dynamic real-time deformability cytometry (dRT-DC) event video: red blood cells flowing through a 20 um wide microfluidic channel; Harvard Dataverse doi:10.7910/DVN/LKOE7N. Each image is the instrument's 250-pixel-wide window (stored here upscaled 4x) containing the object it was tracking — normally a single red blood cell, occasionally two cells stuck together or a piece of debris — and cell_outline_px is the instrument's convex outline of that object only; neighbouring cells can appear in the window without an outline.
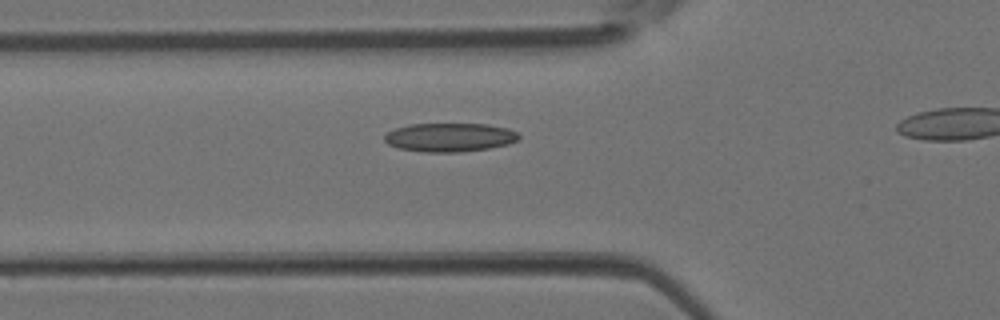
{"species": "Egyptian fruit bat (a non-hibernating species)", "species_latin": "Rousettus aegyptiacus", "temperature_condition": "room temperature", "stored_images_in_passage": 14, "camera_frame_rate_fps": 3000, "um_per_image_px": 0.085, "animal": {"sex": "female"}, "frame": {"image": 1, "passage_image": 7, "time_ms": 2.0, "image_size_px": [1000, 320], "cell_outline_px": [[520, 136], [516, 140], [508, 144], [488, 148], [460, 152], [424, 152], [400, 148], [388, 144], [384, 140], [384, 136], [388, 132], [396, 128], [408, 124], [488, 124], [508, 128], [516, 132]], "centroid_in_image_um": [38.22, 11.67], "position_along_channel_um": 87.6, "area_um2": 22.37}}
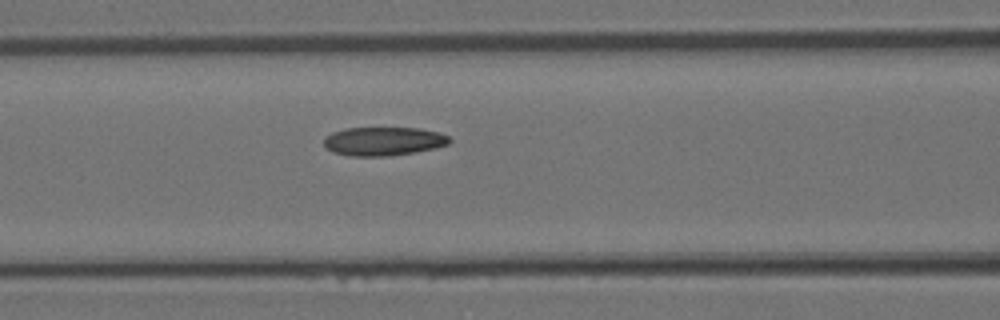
{"frame": {"image": 2, "passage_image": 10, "time_ms": 3.0, "image_size_px": [1000, 320], "cell_outline_px": [[452, 140], [448, 144], [436, 148], [416, 152], [388, 156], [348, 156], [332, 152], [324, 144], [324, 136], [332, 132], [344, 128], [420, 128], [436, 132], [448, 136]], "centroid_in_image_um": [32.58, 12.01], "position_along_channel_um": 134.0, "area_um2": 21.1}}
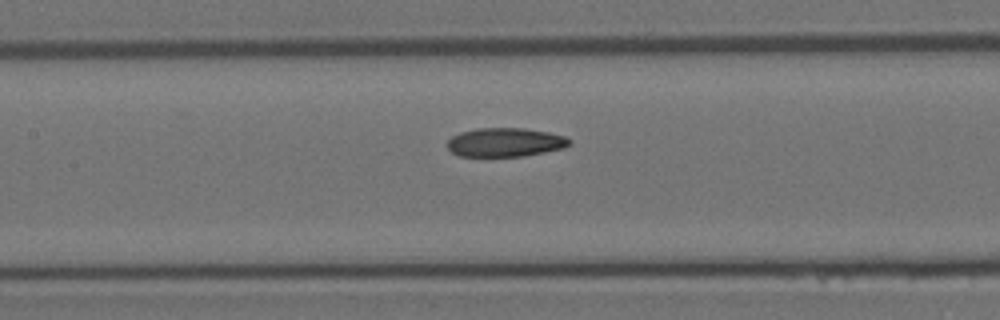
{"frame": {"image": 3, "passage_image": 12, "time_ms": 3.667, "image_size_px": [1000, 320], "cell_outline_px": [[572, 144], [564, 148], [524, 156], [460, 156], [452, 152], [444, 144], [452, 136], [460, 132], [480, 128], [524, 128], [548, 132], [564, 136], [572, 140]], "centroid_in_image_um": [42.94, 12.09], "position_along_channel_um": 164.5, "area_um2": 20.63}}